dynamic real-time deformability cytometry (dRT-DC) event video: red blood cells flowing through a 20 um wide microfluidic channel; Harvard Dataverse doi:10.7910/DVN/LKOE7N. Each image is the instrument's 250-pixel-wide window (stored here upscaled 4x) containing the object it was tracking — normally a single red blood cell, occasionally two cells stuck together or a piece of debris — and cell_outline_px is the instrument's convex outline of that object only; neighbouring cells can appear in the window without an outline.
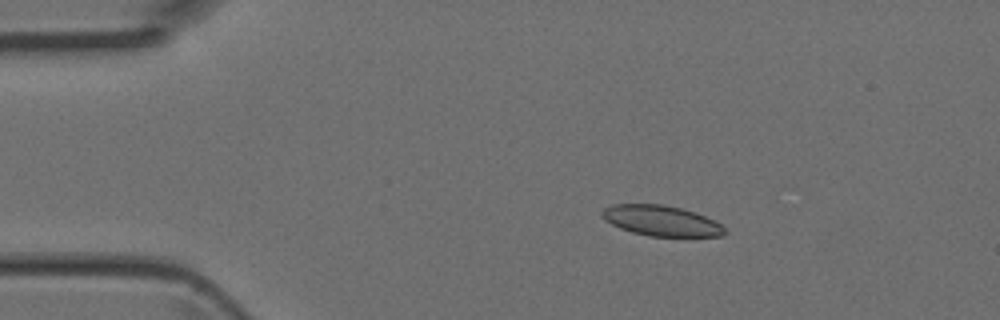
{"species": "Egyptian fruit bat (a non-hibernating species)", "species_latin": "Rousettus aegyptiacus", "temperature_condition": "room temperature", "stored_images_in_passage": 4, "camera_frame_rate_fps": 3000, "um_per_image_px": 0.085, "animal": {"sex": "female"}, "frame": {"image": 1, "passage_image": 2, "time_ms": 0.333, "image_size_px": [1000, 320], "cell_outline_px": [[728, 232], [724, 236], [648, 236], [632, 232], [620, 228], [604, 220], [600, 216], [600, 212], [604, 208], [612, 204], [664, 204], [696, 212], [720, 224]], "centroid_in_image_um": [56.17, 18.76], "position_along_channel_um": 28.8, "area_um2": 21.85}}
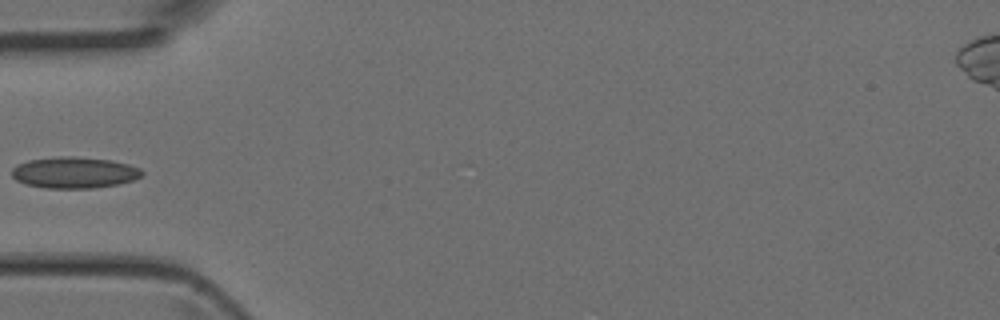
{"frame": {"image": 2, "passage_image": 4, "time_ms": 1.0, "image_size_px": [1000, 320], "cell_outline_px": [[144, 172], [140, 176], [132, 180], [116, 184], [92, 188], [44, 188], [24, 184], [16, 180], [12, 176], [12, 168], [16, 164], [28, 160], [56, 156], [76, 156], [112, 160], [128, 164], [140, 168]], "centroid_in_image_um": [6.27, 14.65], "position_along_channel_um": 78.7, "area_um2": 23.87}}